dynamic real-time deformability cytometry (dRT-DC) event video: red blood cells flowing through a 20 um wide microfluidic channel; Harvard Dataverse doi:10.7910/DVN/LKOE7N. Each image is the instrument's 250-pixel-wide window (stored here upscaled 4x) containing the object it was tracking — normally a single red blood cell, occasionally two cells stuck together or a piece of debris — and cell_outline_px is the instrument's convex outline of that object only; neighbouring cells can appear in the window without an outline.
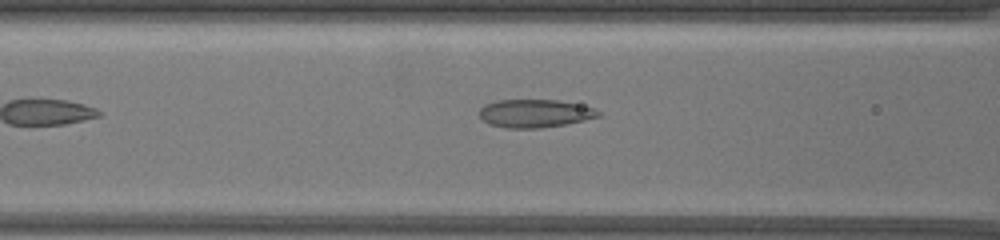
{"species": "common noctule bat (a hibernating species)", "species_latin": "Nyctalus noctula", "temperature_condition": "warm", "stored_images_in_passage": 14, "camera_frame_rate_fps": 3000, "um_per_image_px": 0.085, "animal": {"sex": "female", "body_mass_g": 19.5, "forearm_length_mm": 54.1}, "frame": {"image": 1, "passage_image": 3, "time_ms": 0.667, "image_size_px": [1000, 240], "cell_outline_px": [[604, 116], [564, 124], [540, 128], [504, 128], [488, 124], [480, 116], [480, 108], [484, 104], [496, 100], [556, 100], [576, 104], [592, 108], [600, 112]], "centroid_in_image_um": [45.44, 9.64], "position_along_channel_um": 121.2, "area_um2": 19.42}}
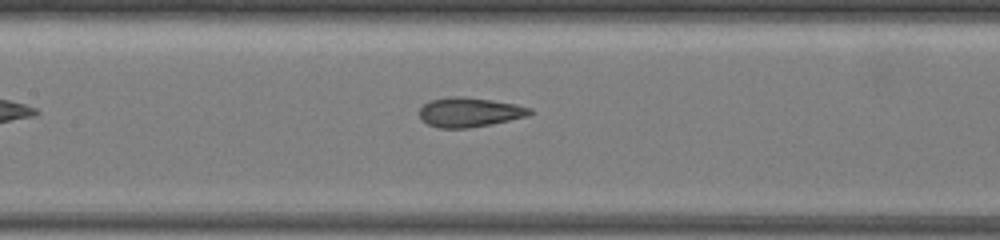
{"frame": {"image": 2, "passage_image": 8, "time_ms": 2.333, "image_size_px": [1000, 240], "cell_outline_px": [[536, 112], [528, 116], [492, 124], [468, 128], [436, 128], [420, 120], [420, 108], [428, 100], [448, 96], [464, 96], [492, 100], [516, 104], [532, 108]], "centroid_in_image_um": [39.91, 9.53], "position_along_channel_um": 167.5, "area_um2": 19.36}}
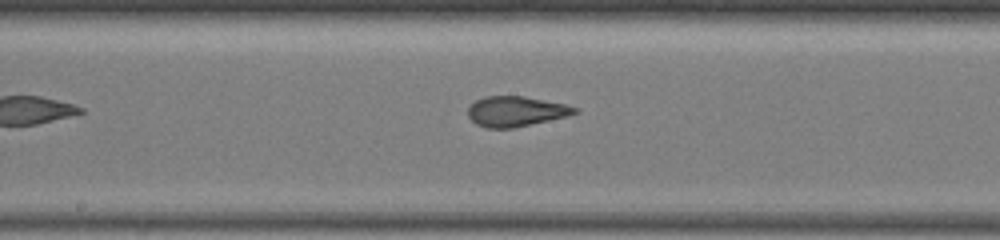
{"frame": {"image": 3, "passage_image": 12, "time_ms": 3.667, "image_size_px": [1000, 240], "cell_outline_px": [[580, 112], [548, 120], [512, 128], [488, 128], [476, 124], [468, 116], [468, 108], [476, 100], [484, 96], [524, 96], [564, 104], [576, 108]], "centroid_in_image_um": [43.8, 9.46], "position_along_channel_um": 204.4, "area_um2": 18.44}}